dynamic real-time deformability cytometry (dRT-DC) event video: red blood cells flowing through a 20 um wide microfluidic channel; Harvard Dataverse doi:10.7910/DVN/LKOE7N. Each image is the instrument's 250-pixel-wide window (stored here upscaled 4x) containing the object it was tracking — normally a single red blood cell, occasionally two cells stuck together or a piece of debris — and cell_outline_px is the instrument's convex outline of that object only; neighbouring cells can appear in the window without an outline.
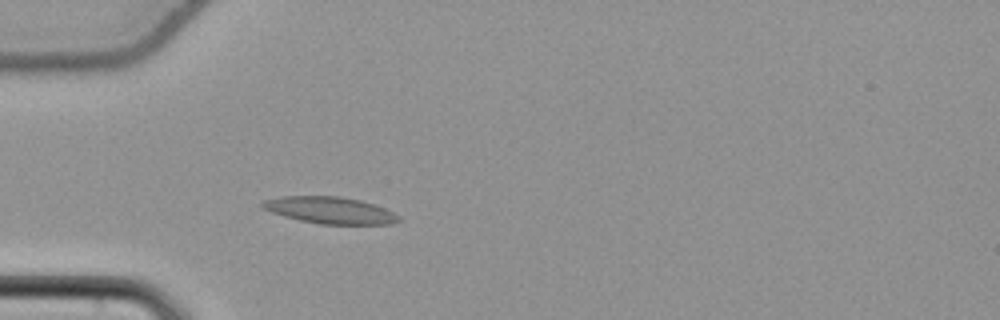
{"species": "common noctule bat (a hibernating species)", "species_latin": "Nyctalus noctula", "temperature_condition": "cold", "stored_images_in_passage": 45, "camera_frame_rate_fps": 3000, "um_per_image_px": 0.085, "animal": {"sex": "female", "body_mass_g": 22.7, "forearm_length_mm": 54.2}, "frame": {"image": 1, "passage_image": 15, "time_ms": 4.667, "image_size_px": [1000, 320], "cell_outline_px": [[404, 220], [392, 224], [320, 224], [300, 220], [284, 216], [272, 212], [264, 208], [260, 204], [264, 200], [280, 196], [340, 196], [360, 200], [384, 208], [400, 216]], "centroid_in_image_um": [28.08, 17.87], "position_along_channel_um": 56.9, "area_um2": 21.21}}
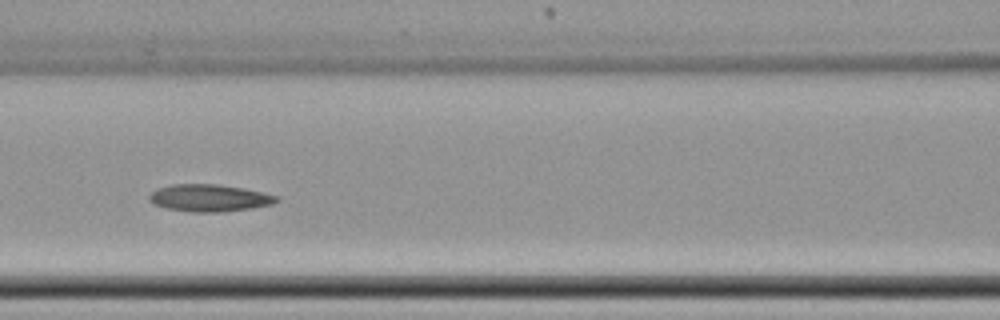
{"frame": {"image": 2, "passage_image": 23, "time_ms": 7.333, "image_size_px": [1000, 320], "cell_outline_px": [[280, 200], [272, 204], [252, 208], [224, 212], [192, 212], [168, 208], [152, 204], [148, 200], [148, 196], [152, 192], [160, 188], [172, 184], [216, 184], [244, 188], [264, 192], [280, 196]], "centroid_in_image_um": [17.84, 16.83], "position_along_channel_um": 148.8, "area_um2": 20.29}}
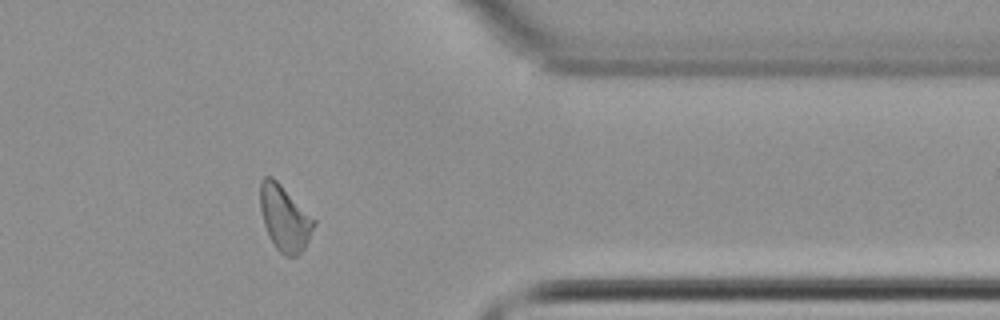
{"frame": {"image": 3, "passage_image": 43, "time_ms": 14.0, "image_size_px": [1000, 320], "cell_outline_px": [[316, 224], [304, 248], [296, 256], [284, 256], [276, 248], [268, 236], [264, 224], [260, 208], [260, 180], [264, 176], [272, 176], [316, 220]], "centroid_in_image_um": [24.18, 18.54], "position_along_channel_um": 387.2, "area_um2": 20.4}, "authors_computed_cell_mechanics": {"area_um2": 20.2878, "velocity_mm_per_s": 3.7883, "shape_relaxation_time_tau1_ms": 7.8759, "shape_relaxation_time_tau2_ms": null, "deformation_change_tau1": 0.1426, "deformation_change_tau2": null}}